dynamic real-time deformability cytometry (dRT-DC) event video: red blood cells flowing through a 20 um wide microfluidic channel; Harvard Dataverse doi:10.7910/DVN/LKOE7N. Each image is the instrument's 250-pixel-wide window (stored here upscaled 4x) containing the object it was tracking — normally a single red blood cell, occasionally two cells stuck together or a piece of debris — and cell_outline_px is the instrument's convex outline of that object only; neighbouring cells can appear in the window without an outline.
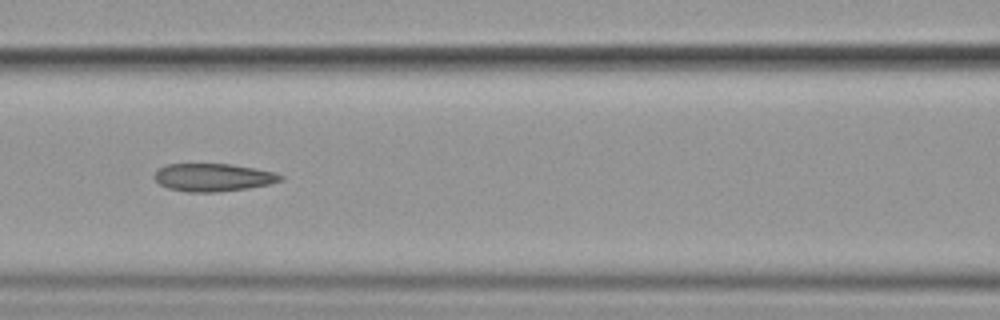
{"species": "common noctule bat (a hibernating species)", "species_latin": "Nyctalus noctula", "temperature_condition": "cold", "stored_images_in_passage": 10, "camera_frame_rate_fps": 3000, "um_per_image_px": 0.085, "animal": {"sex": "female", "body_mass_g": 19.9}, "frame": {"image": 1, "passage_image": 9, "time_ms": 10.333, "image_size_px": [1000, 320], "cell_outline_px": [[284, 176], [280, 180], [268, 184], [248, 188], [216, 192], [188, 192], [168, 188], [160, 184], [152, 176], [160, 168], [168, 164], [232, 164], [276, 172]], "centroid_in_image_um": [18.11, 15.07], "position_along_channel_um": 148.5, "area_um2": 20.35}}
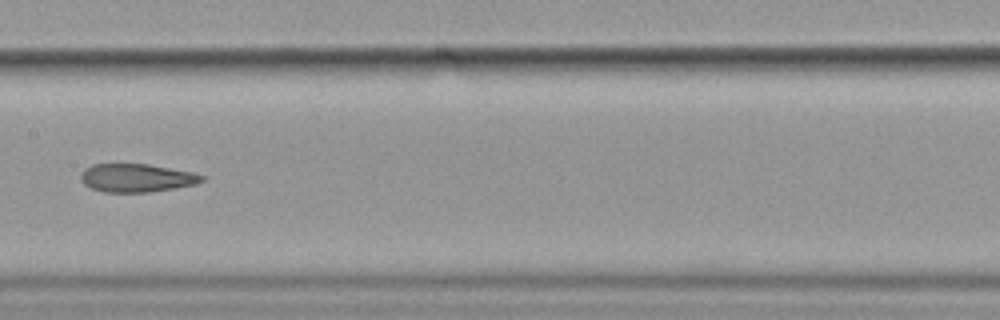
{"frame": {"image": 2, "passage_image": 10, "time_ms": 11.667, "image_size_px": [1000, 320], "cell_outline_px": [[204, 180], [196, 184], [148, 192], [104, 192], [92, 188], [84, 184], [80, 180], [80, 172], [84, 168], [92, 164], [148, 164], [192, 172], [204, 176]], "centroid_in_image_um": [11.56, 15.11], "position_along_channel_um": 195.8, "area_um2": 19.88}}